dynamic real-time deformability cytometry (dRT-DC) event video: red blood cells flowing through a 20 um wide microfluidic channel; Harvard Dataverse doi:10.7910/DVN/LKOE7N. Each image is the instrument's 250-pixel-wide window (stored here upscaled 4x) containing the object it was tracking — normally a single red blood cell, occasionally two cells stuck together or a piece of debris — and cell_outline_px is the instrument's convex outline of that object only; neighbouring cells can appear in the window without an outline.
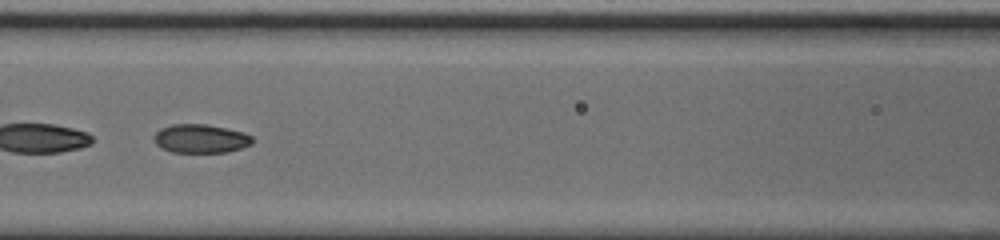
{"species": "common noctule bat (a hibernating species)", "species_latin": "Nyctalus noctula", "temperature_condition": "cold", "stored_images_in_passage": 52, "segment_of_instrument_passage": [2, 2], "camera_frame_rate_fps": 3000, "um_per_image_px": 0.085, "animal": {"sex": "male", "body_mass_g": 20.0, "forearm_length_mm": 53.3}, "frame": {"image": 1, "passage_image": 22, "time_ms": 7.0, "image_size_px": [1000, 240], "cell_outline_px": [[252, 144], [228, 152], [172, 152], [160, 148], [152, 140], [152, 136], [160, 128], [172, 124], [208, 124], [228, 128], [244, 132], [252, 136]], "centroid_in_image_um": [17.02, 11.77], "position_along_channel_um": 149.6, "area_um2": 16.7}}